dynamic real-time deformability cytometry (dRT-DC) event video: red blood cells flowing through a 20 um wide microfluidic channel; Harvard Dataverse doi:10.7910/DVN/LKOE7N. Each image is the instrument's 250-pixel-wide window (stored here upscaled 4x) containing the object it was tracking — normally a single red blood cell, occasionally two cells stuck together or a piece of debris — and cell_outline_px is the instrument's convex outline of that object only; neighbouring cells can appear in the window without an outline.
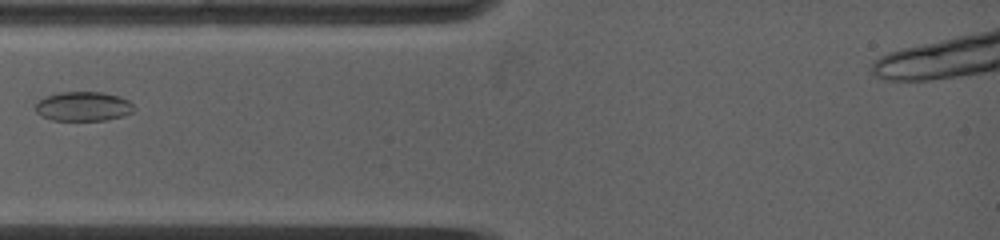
{"species": "common noctule bat (a hibernating species)", "species_latin": "Nyctalus noctula", "temperature_condition": "warm", "stored_images_in_passage": 4, "camera_frame_rate_fps": 5000, "um_per_image_px": 0.085, "animal": {"sex": "female", "body_mass_g": 19.0, "forearm_length_mm": 53.3}, "frame": {"image": 1, "passage_image": 1, "time_ms": 0.0, "image_size_px": [1000, 240], "cell_outline_px": [[136, 108], [132, 112], [120, 116], [104, 120], [52, 120], [40, 116], [36, 112], [36, 104], [44, 96], [60, 92], [104, 92], [120, 96], [128, 100]], "centroid_in_image_um": [7.07, 9.03], "position_along_channel_um": 77.9, "area_um2": 16.88}}
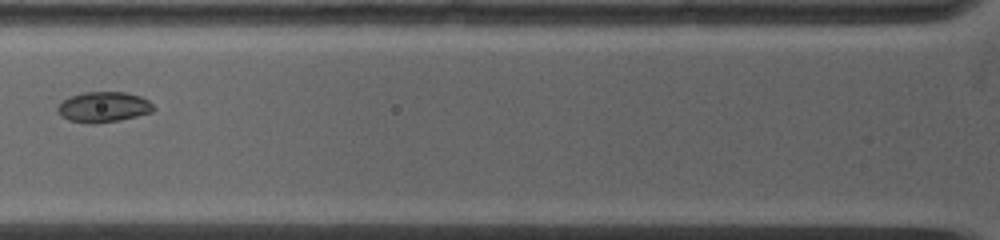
{"frame": {"image": 2, "passage_image": 3, "time_ms": 1.0, "image_size_px": [1000, 240], "cell_outline_px": [[156, 108], [152, 112], [120, 120], [92, 124], [68, 120], [60, 116], [56, 112], [56, 108], [64, 100], [72, 96], [84, 92], [124, 92], [140, 96], [148, 100]], "centroid_in_image_um": [8.79, 9.1], "position_along_channel_um": 117.0, "area_um2": 16.99}}